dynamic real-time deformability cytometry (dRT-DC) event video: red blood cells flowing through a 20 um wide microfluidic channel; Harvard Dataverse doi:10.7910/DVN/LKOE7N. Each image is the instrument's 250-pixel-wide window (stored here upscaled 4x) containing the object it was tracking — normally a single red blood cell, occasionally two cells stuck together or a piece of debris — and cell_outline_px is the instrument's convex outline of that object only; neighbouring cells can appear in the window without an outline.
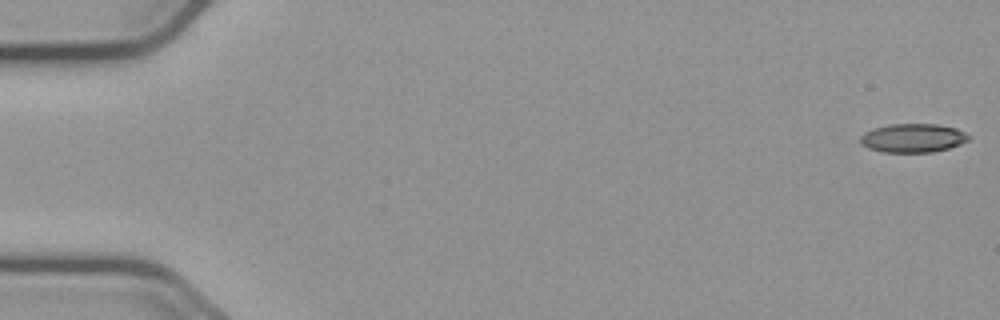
{"species": "common noctule bat (a hibernating species)", "species_latin": "Nyctalus noctula", "temperature_condition": "cold", "stored_images_in_passage": 14, "camera_frame_rate_fps": 3000, "um_per_image_px": 0.085, "animal": {"sex": "male", "body_mass_g": 23.1, "forearm_length_mm": 52.7}, "frame": {"image": 1, "passage_image": 1, "time_ms": 0.0, "image_size_px": [1000, 320], "cell_outline_px": [[968, 140], [960, 144], [948, 148], [932, 152], [884, 152], [868, 148], [860, 144], [860, 136], [864, 132], [872, 128], [888, 124], [936, 124], [956, 128], [964, 132], [968, 136]], "centroid_in_image_um": [77.54, 11.72], "position_along_channel_um": 7.5, "area_um2": 18.15}}
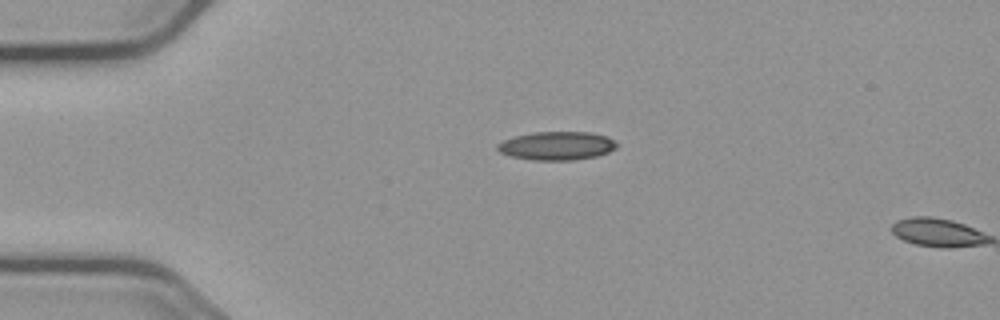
{"frame": {"image": 2, "passage_image": 13, "time_ms": 4.0, "image_size_px": [1000, 320], "cell_outline_px": [[616, 148], [608, 152], [596, 156], [572, 160], [532, 160], [512, 156], [500, 152], [496, 148], [496, 144], [504, 140], [516, 136], [536, 132], [592, 132], [608, 136], [616, 140]], "centroid_in_image_um": [47.36, 12.38], "position_along_channel_um": 37.6, "area_um2": 19.77}}